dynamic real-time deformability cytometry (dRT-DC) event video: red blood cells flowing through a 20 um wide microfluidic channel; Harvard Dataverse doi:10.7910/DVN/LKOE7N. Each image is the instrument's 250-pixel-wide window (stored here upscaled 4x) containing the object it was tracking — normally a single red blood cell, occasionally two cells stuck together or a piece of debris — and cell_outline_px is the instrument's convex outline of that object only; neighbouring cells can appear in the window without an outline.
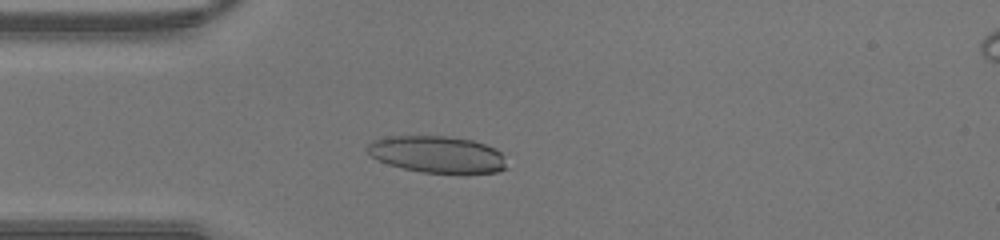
{"species": "human", "species_latin": "Homo sapiens", "temperature_condition": "warm", "stored_images_in_passage": 45, "camera_frame_rate_fps": 3000, "um_per_image_px": 0.085, "donor": {"sex": "male"}, "frame": {"image": 1, "passage_image": 12, "time_ms": 3.667, "image_size_px": [1000, 240], "cell_outline_px": [[508, 168], [496, 172], [420, 172], [388, 164], [372, 156], [368, 152], [368, 144], [372, 140], [388, 136], [444, 136], [472, 140], [496, 148], [500, 152]], "centroid_in_image_um": [37.16, 13.11], "position_along_channel_um": 47.8, "area_um2": 29.42}}
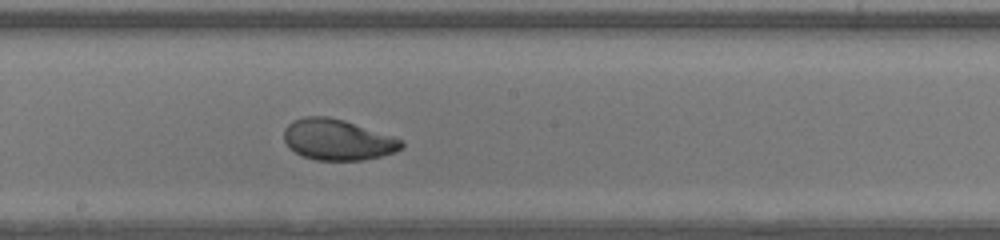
{"frame": {"image": 2, "passage_image": 24, "time_ms": 7.667, "image_size_px": [1000, 240], "cell_outline_px": [[404, 144], [396, 152], [364, 160], [316, 160], [304, 156], [288, 148], [284, 140], [284, 128], [292, 120], [304, 116], [328, 116], [344, 120], [404, 140]], "centroid_in_image_um": [28.67, 11.87], "position_along_channel_um": 219.5, "area_um2": 28.03}}
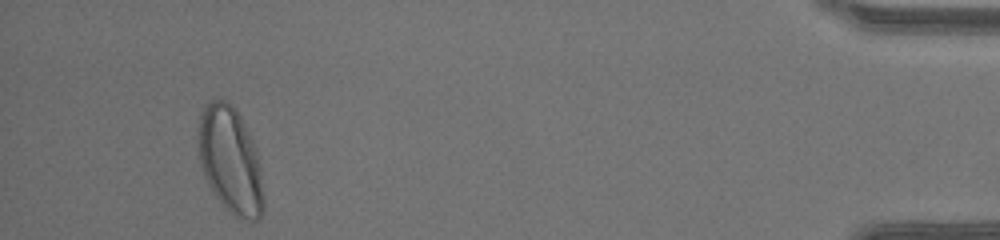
{"frame": {"image": 3, "passage_image": 42, "time_ms": 13.667, "image_size_px": [1000, 240], "cell_outline_px": [[264, 212], [256, 220], [248, 220], [236, 216], [212, 192], [208, 184], [200, 164], [196, 140], [196, 136], [200, 112], [204, 104], [208, 100], [228, 100], [236, 108], [256, 148], [260, 164], [264, 196]], "centroid_in_image_um": [19.56, 13.57], "position_along_channel_um": 415.6, "area_um2": 41.04}}